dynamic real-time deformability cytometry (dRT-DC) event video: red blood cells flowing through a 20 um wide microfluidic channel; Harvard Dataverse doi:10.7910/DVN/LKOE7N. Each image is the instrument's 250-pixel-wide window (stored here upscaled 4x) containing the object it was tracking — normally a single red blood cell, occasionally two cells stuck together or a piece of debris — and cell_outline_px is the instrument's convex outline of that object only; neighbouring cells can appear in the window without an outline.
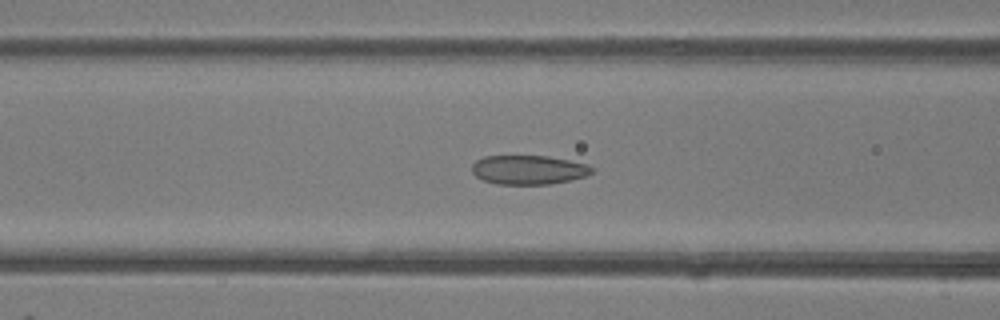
{"species": "common noctule bat (a hibernating species)", "species_latin": "Nyctalus noctula", "temperature_condition": "room temperature", "stored_images_in_passage": 47, "camera_frame_rate_fps": 3000, "um_per_image_px": 0.085, "animal": {"sex": "female"}, "frame": {"image": 1, "passage_image": 19, "time_ms": 6.0, "image_size_px": [1000, 320], "cell_outline_px": [[592, 172], [588, 176], [572, 180], [548, 184], [496, 184], [484, 180], [476, 176], [472, 172], [472, 164], [476, 160], [484, 156], [548, 156], [588, 164], [592, 168]], "centroid_in_image_um": [44.93, 14.43], "position_along_channel_um": 121.7, "area_um2": 20.4}}
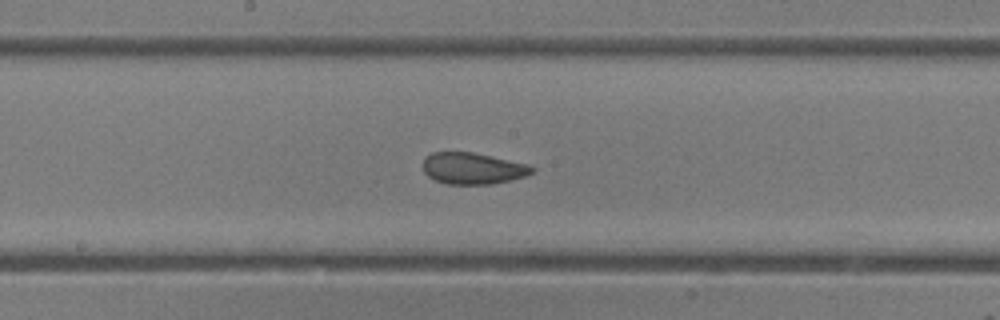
{"frame": {"image": 2, "passage_image": 25, "time_ms": 8.0, "image_size_px": [1000, 320], "cell_outline_px": [[536, 168], [532, 172], [524, 176], [512, 180], [492, 184], [444, 184], [428, 176], [424, 172], [424, 160], [432, 152], [472, 152], [528, 164]], "centroid_in_image_um": [40.2, 14.32], "position_along_channel_um": 208.0, "area_um2": 19.88}}
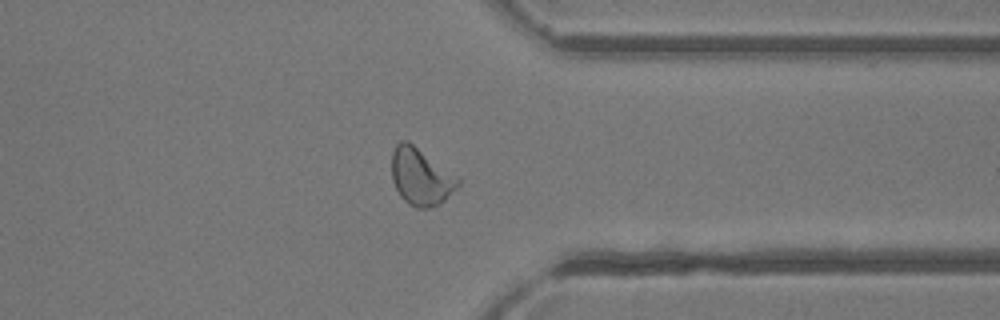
{"frame": {"image": 3, "passage_image": 37, "time_ms": 12.0, "image_size_px": [1000, 320], "cell_outline_px": [[460, 184], [440, 204], [428, 208], [416, 208], [408, 204], [400, 196], [392, 180], [392, 152], [396, 144], [400, 140], [408, 140], [460, 176]], "centroid_in_image_um": [35.79, 15.0], "position_along_channel_um": 375.6, "area_um2": 22.43}, "authors_computed_cell_mechanics": {"area_um2": 21.964, "velocity_mm_per_s": 4.3062, "shape_relaxation_time_tau1_ms": 3.6347, "shape_relaxation_time_tau2_ms": 1.3178, "deformation_change_tau1": 0.1099, "deformation_change_tau2": 0.0708}}